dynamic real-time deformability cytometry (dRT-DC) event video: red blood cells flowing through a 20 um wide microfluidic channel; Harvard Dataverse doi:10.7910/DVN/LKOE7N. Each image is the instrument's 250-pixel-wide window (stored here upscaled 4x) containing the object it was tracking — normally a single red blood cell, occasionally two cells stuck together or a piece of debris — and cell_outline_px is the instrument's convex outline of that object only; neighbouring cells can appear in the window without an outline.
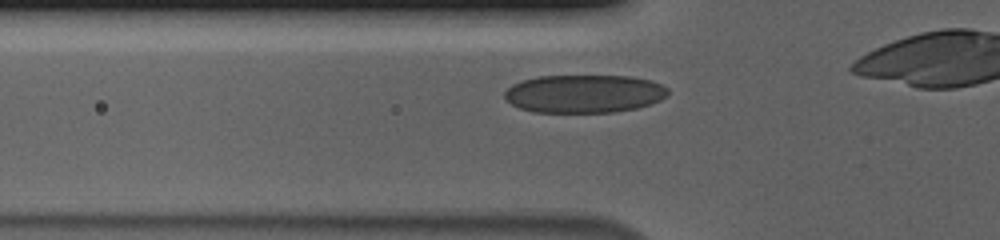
{"species": "human", "species_latin": "Homo sapiens", "temperature_condition": "cold", "stored_images_in_passage": 30, "camera_frame_rate_fps": 3000, "um_per_image_px": 0.085, "donor": {"sex": "male"}, "frame": {"image": 1, "passage_image": 4, "time_ms": 1.0, "image_size_px": [1000, 240], "cell_outline_px": [[668, 96], [652, 104], [636, 108], [616, 112], [532, 112], [520, 108], [512, 104], [504, 96], [504, 92], [512, 84], [524, 80], [540, 76], [632, 76], [652, 80], [668, 88]], "centroid_in_image_um": [49.69, 7.97], "position_along_channel_um": 76.1, "area_um2": 36.41}}
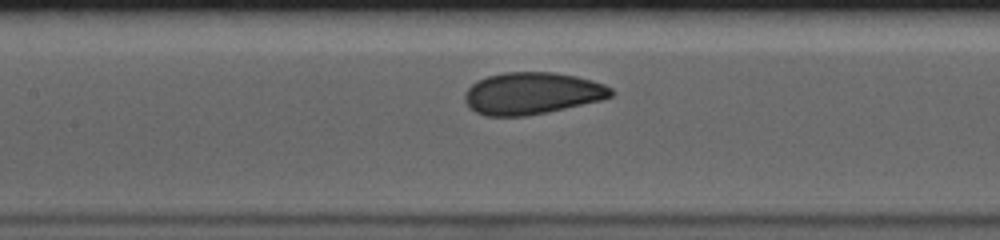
{"frame": {"image": 2, "passage_image": 11, "time_ms": 3.333, "image_size_px": [1000, 240], "cell_outline_px": [[616, 92], [612, 96], [600, 100], [548, 112], [524, 116], [484, 116], [468, 108], [464, 100], [464, 92], [476, 80], [488, 76], [504, 72], [552, 72], [576, 76], [592, 80], [604, 84], [612, 88]], "centroid_in_image_um": [45.19, 7.93], "position_along_channel_um": 162.2, "area_um2": 36.01}}
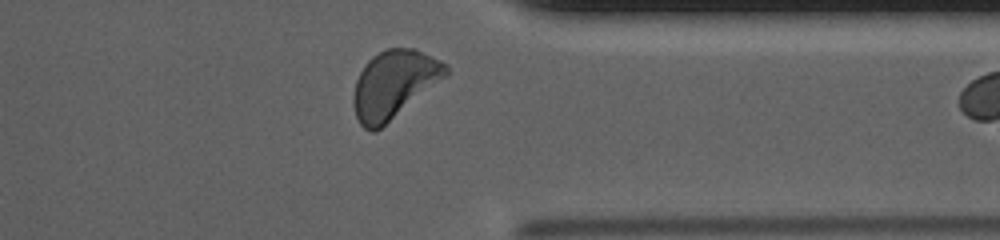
{"frame": {"image": 3, "passage_image": 29, "time_ms": 9.333, "image_size_px": [1000, 240], "cell_outline_px": [[448, 76], [376, 132], [372, 132], [364, 128], [360, 124], [356, 116], [352, 104], [352, 96], [356, 80], [364, 64], [372, 56], [388, 48], [416, 48], [448, 64]], "centroid_in_image_um": [33.49, 7.17], "position_along_channel_um": 377.9, "area_um2": 36.88}}